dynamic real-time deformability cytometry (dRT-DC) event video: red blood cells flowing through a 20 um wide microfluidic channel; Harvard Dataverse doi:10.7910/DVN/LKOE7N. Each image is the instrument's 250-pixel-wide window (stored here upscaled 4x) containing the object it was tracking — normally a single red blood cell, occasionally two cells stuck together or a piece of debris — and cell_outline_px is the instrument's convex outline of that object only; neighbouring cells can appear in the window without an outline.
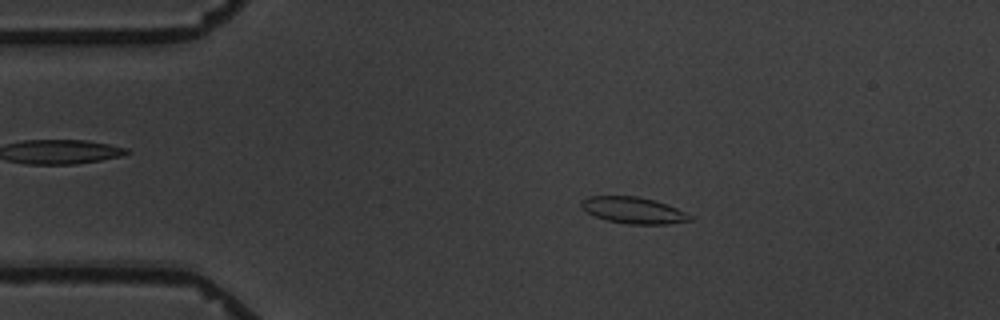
{"species": "common noctule bat (a hibernating species)", "species_latin": "Nyctalus noctula", "temperature_condition": "warm", "stored_images_in_passage": 9, "camera_frame_rate_fps": 3000, "um_per_image_px": 0.085, "animal": {"sex": "male", "body_mass_g": 19.5, "forearm_length_mm": 54.6}, "frame": {"image": 1, "passage_image": 4, "time_ms": 3.333, "image_size_px": [1000, 320], "cell_outline_px": [[692, 220], [668, 224], [628, 224], [608, 220], [596, 216], [588, 212], [580, 204], [588, 196], [636, 196], [656, 200], [676, 208], [692, 216]], "centroid_in_image_um": [53.87, 17.87], "position_along_channel_um": 31.1, "area_um2": 16.47}}
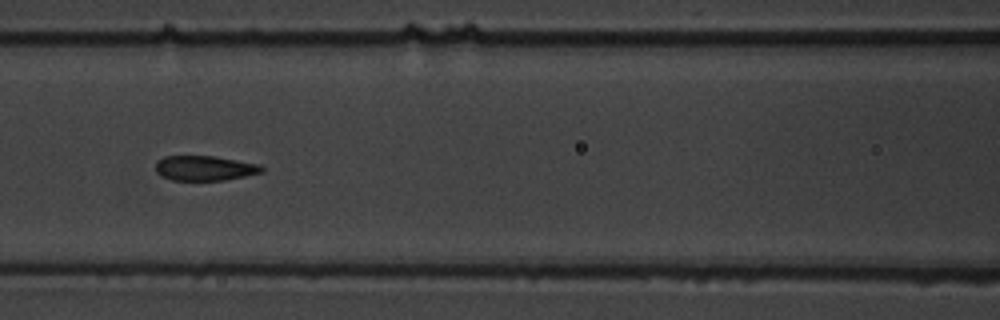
{"frame": {"image": 2, "passage_image": 8, "time_ms": 8.0, "image_size_px": [1000, 320], "cell_outline_px": [[264, 172], [224, 180], [172, 180], [156, 172], [156, 160], [164, 156], [212, 156], [260, 164], [264, 168]], "centroid_in_image_um": [17.4, 14.29], "position_along_channel_um": 149.2, "area_um2": 15.32}}
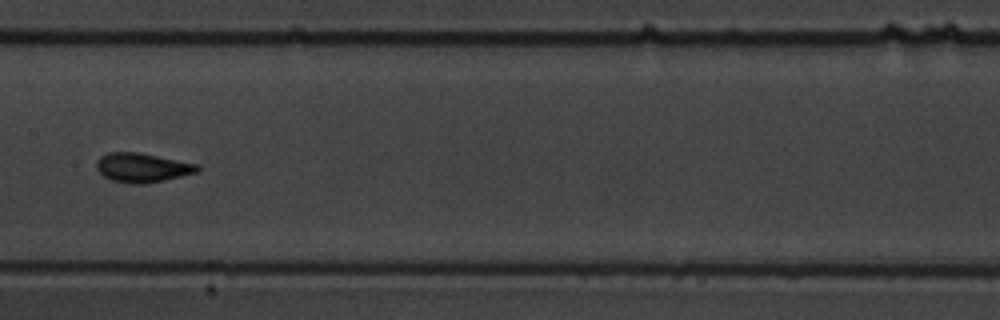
{"frame": {"image": 3, "passage_image": 9, "time_ms": 9.333, "image_size_px": [1000, 320], "cell_outline_px": [[200, 172], [164, 180], [144, 184], [132, 184], [112, 180], [104, 176], [96, 168], [96, 164], [100, 156], [108, 152], [136, 152], [200, 164]], "centroid_in_image_um": [12.13, 14.25], "position_along_channel_um": 195.3, "area_um2": 17.22}}